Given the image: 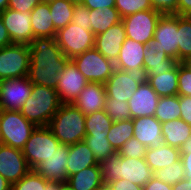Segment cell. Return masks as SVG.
<instances>
[{"label": "cell", "instance_id": "cell-17", "mask_svg": "<svg viewBox=\"0 0 191 190\" xmlns=\"http://www.w3.org/2000/svg\"><path fill=\"white\" fill-rule=\"evenodd\" d=\"M69 146L59 144L48 158L44 159L35 170L46 180L52 182H67V168Z\"/></svg>", "mask_w": 191, "mask_h": 190}, {"label": "cell", "instance_id": "cell-50", "mask_svg": "<svg viewBox=\"0 0 191 190\" xmlns=\"http://www.w3.org/2000/svg\"><path fill=\"white\" fill-rule=\"evenodd\" d=\"M186 178L191 180V149H180Z\"/></svg>", "mask_w": 191, "mask_h": 190}, {"label": "cell", "instance_id": "cell-38", "mask_svg": "<svg viewBox=\"0 0 191 190\" xmlns=\"http://www.w3.org/2000/svg\"><path fill=\"white\" fill-rule=\"evenodd\" d=\"M50 181L31 169L23 178L11 185V190H45Z\"/></svg>", "mask_w": 191, "mask_h": 190}, {"label": "cell", "instance_id": "cell-15", "mask_svg": "<svg viewBox=\"0 0 191 190\" xmlns=\"http://www.w3.org/2000/svg\"><path fill=\"white\" fill-rule=\"evenodd\" d=\"M0 15L12 43L29 45L34 39L31 12H18L7 8Z\"/></svg>", "mask_w": 191, "mask_h": 190}, {"label": "cell", "instance_id": "cell-42", "mask_svg": "<svg viewBox=\"0 0 191 190\" xmlns=\"http://www.w3.org/2000/svg\"><path fill=\"white\" fill-rule=\"evenodd\" d=\"M177 95L191 96V69L178 62V93Z\"/></svg>", "mask_w": 191, "mask_h": 190}, {"label": "cell", "instance_id": "cell-34", "mask_svg": "<svg viewBox=\"0 0 191 190\" xmlns=\"http://www.w3.org/2000/svg\"><path fill=\"white\" fill-rule=\"evenodd\" d=\"M179 95L160 97L155 109L154 117L160 122L180 118Z\"/></svg>", "mask_w": 191, "mask_h": 190}, {"label": "cell", "instance_id": "cell-5", "mask_svg": "<svg viewBox=\"0 0 191 190\" xmlns=\"http://www.w3.org/2000/svg\"><path fill=\"white\" fill-rule=\"evenodd\" d=\"M148 77V72L144 67L133 68L128 71L115 68L104 84L106 97L128 102L140 84L148 82Z\"/></svg>", "mask_w": 191, "mask_h": 190}, {"label": "cell", "instance_id": "cell-9", "mask_svg": "<svg viewBox=\"0 0 191 190\" xmlns=\"http://www.w3.org/2000/svg\"><path fill=\"white\" fill-rule=\"evenodd\" d=\"M29 66V45L13 43L0 48V81L28 76Z\"/></svg>", "mask_w": 191, "mask_h": 190}, {"label": "cell", "instance_id": "cell-22", "mask_svg": "<svg viewBox=\"0 0 191 190\" xmlns=\"http://www.w3.org/2000/svg\"><path fill=\"white\" fill-rule=\"evenodd\" d=\"M144 68L148 75H157L170 71L178 61L167 56L158 45L153 44V39L146 44L144 51Z\"/></svg>", "mask_w": 191, "mask_h": 190}, {"label": "cell", "instance_id": "cell-4", "mask_svg": "<svg viewBox=\"0 0 191 190\" xmlns=\"http://www.w3.org/2000/svg\"><path fill=\"white\" fill-rule=\"evenodd\" d=\"M86 115L73 103L62 104L50 119L48 128L58 139L60 144L67 146L84 141Z\"/></svg>", "mask_w": 191, "mask_h": 190}, {"label": "cell", "instance_id": "cell-21", "mask_svg": "<svg viewBox=\"0 0 191 190\" xmlns=\"http://www.w3.org/2000/svg\"><path fill=\"white\" fill-rule=\"evenodd\" d=\"M106 88L104 84L88 82L73 104L85 115L105 108Z\"/></svg>", "mask_w": 191, "mask_h": 190}, {"label": "cell", "instance_id": "cell-44", "mask_svg": "<svg viewBox=\"0 0 191 190\" xmlns=\"http://www.w3.org/2000/svg\"><path fill=\"white\" fill-rule=\"evenodd\" d=\"M153 9L163 14H177L178 0H150Z\"/></svg>", "mask_w": 191, "mask_h": 190}, {"label": "cell", "instance_id": "cell-57", "mask_svg": "<svg viewBox=\"0 0 191 190\" xmlns=\"http://www.w3.org/2000/svg\"><path fill=\"white\" fill-rule=\"evenodd\" d=\"M9 0H0V13L7 9Z\"/></svg>", "mask_w": 191, "mask_h": 190}, {"label": "cell", "instance_id": "cell-10", "mask_svg": "<svg viewBox=\"0 0 191 190\" xmlns=\"http://www.w3.org/2000/svg\"><path fill=\"white\" fill-rule=\"evenodd\" d=\"M71 61L89 82L94 83L105 84L115 69V63L105 58L95 47Z\"/></svg>", "mask_w": 191, "mask_h": 190}, {"label": "cell", "instance_id": "cell-62", "mask_svg": "<svg viewBox=\"0 0 191 190\" xmlns=\"http://www.w3.org/2000/svg\"><path fill=\"white\" fill-rule=\"evenodd\" d=\"M74 3H80L82 0H71Z\"/></svg>", "mask_w": 191, "mask_h": 190}, {"label": "cell", "instance_id": "cell-45", "mask_svg": "<svg viewBox=\"0 0 191 190\" xmlns=\"http://www.w3.org/2000/svg\"><path fill=\"white\" fill-rule=\"evenodd\" d=\"M43 0H9V9L18 12H31Z\"/></svg>", "mask_w": 191, "mask_h": 190}, {"label": "cell", "instance_id": "cell-43", "mask_svg": "<svg viewBox=\"0 0 191 190\" xmlns=\"http://www.w3.org/2000/svg\"><path fill=\"white\" fill-rule=\"evenodd\" d=\"M89 19V9L81 3H75L71 22L84 27L86 30H91Z\"/></svg>", "mask_w": 191, "mask_h": 190}, {"label": "cell", "instance_id": "cell-46", "mask_svg": "<svg viewBox=\"0 0 191 190\" xmlns=\"http://www.w3.org/2000/svg\"><path fill=\"white\" fill-rule=\"evenodd\" d=\"M180 119L191 125V96L179 95Z\"/></svg>", "mask_w": 191, "mask_h": 190}, {"label": "cell", "instance_id": "cell-14", "mask_svg": "<svg viewBox=\"0 0 191 190\" xmlns=\"http://www.w3.org/2000/svg\"><path fill=\"white\" fill-rule=\"evenodd\" d=\"M153 44L178 61V15L162 14L153 36Z\"/></svg>", "mask_w": 191, "mask_h": 190}, {"label": "cell", "instance_id": "cell-61", "mask_svg": "<svg viewBox=\"0 0 191 190\" xmlns=\"http://www.w3.org/2000/svg\"><path fill=\"white\" fill-rule=\"evenodd\" d=\"M2 145H4V142H3L1 131H0V146H2Z\"/></svg>", "mask_w": 191, "mask_h": 190}, {"label": "cell", "instance_id": "cell-40", "mask_svg": "<svg viewBox=\"0 0 191 190\" xmlns=\"http://www.w3.org/2000/svg\"><path fill=\"white\" fill-rule=\"evenodd\" d=\"M115 8L118 10L121 18L139 11L153 9L150 0H115Z\"/></svg>", "mask_w": 191, "mask_h": 190}, {"label": "cell", "instance_id": "cell-7", "mask_svg": "<svg viewBox=\"0 0 191 190\" xmlns=\"http://www.w3.org/2000/svg\"><path fill=\"white\" fill-rule=\"evenodd\" d=\"M60 142L48 126H36L26 141L22 153L30 169H35L42 161L56 151Z\"/></svg>", "mask_w": 191, "mask_h": 190}, {"label": "cell", "instance_id": "cell-37", "mask_svg": "<svg viewBox=\"0 0 191 190\" xmlns=\"http://www.w3.org/2000/svg\"><path fill=\"white\" fill-rule=\"evenodd\" d=\"M153 176H155L158 180L171 185H174L182 179H185L186 173L184 171L181 158L173 164L155 171Z\"/></svg>", "mask_w": 191, "mask_h": 190}, {"label": "cell", "instance_id": "cell-25", "mask_svg": "<svg viewBox=\"0 0 191 190\" xmlns=\"http://www.w3.org/2000/svg\"><path fill=\"white\" fill-rule=\"evenodd\" d=\"M31 27L34 38L56 37L48 2H41L31 11Z\"/></svg>", "mask_w": 191, "mask_h": 190}, {"label": "cell", "instance_id": "cell-1", "mask_svg": "<svg viewBox=\"0 0 191 190\" xmlns=\"http://www.w3.org/2000/svg\"><path fill=\"white\" fill-rule=\"evenodd\" d=\"M28 78L32 84L56 88L60 72L69 59L62 53L55 38H34L30 44Z\"/></svg>", "mask_w": 191, "mask_h": 190}, {"label": "cell", "instance_id": "cell-18", "mask_svg": "<svg viewBox=\"0 0 191 190\" xmlns=\"http://www.w3.org/2000/svg\"><path fill=\"white\" fill-rule=\"evenodd\" d=\"M127 36L123 22L109 27L106 32L95 36L94 47L107 59L114 63L119 57L122 44Z\"/></svg>", "mask_w": 191, "mask_h": 190}, {"label": "cell", "instance_id": "cell-13", "mask_svg": "<svg viewBox=\"0 0 191 190\" xmlns=\"http://www.w3.org/2000/svg\"><path fill=\"white\" fill-rule=\"evenodd\" d=\"M88 82L75 64L69 60L60 72L55 88L61 103H73Z\"/></svg>", "mask_w": 191, "mask_h": 190}, {"label": "cell", "instance_id": "cell-48", "mask_svg": "<svg viewBox=\"0 0 191 190\" xmlns=\"http://www.w3.org/2000/svg\"><path fill=\"white\" fill-rule=\"evenodd\" d=\"M80 3L89 10H98L100 8L103 10L104 7H115V0H82Z\"/></svg>", "mask_w": 191, "mask_h": 190}, {"label": "cell", "instance_id": "cell-35", "mask_svg": "<svg viewBox=\"0 0 191 190\" xmlns=\"http://www.w3.org/2000/svg\"><path fill=\"white\" fill-rule=\"evenodd\" d=\"M113 124V120L103 110L86 115V135H107Z\"/></svg>", "mask_w": 191, "mask_h": 190}, {"label": "cell", "instance_id": "cell-32", "mask_svg": "<svg viewBox=\"0 0 191 190\" xmlns=\"http://www.w3.org/2000/svg\"><path fill=\"white\" fill-rule=\"evenodd\" d=\"M191 58V17L178 15V62Z\"/></svg>", "mask_w": 191, "mask_h": 190}, {"label": "cell", "instance_id": "cell-11", "mask_svg": "<svg viewBox=\"0 0 191 190\" xmlns=\"http://www.w3.org/2000/svg\"><path fill=\"white\" fill-rule=\"evenodd\" d=\"M162 14L152 9L139 11L122 18L127 38L146 45L153 39L157 23Z\"/></svg>", "mask_w": 191, "mask_h": 190}, {"label": "cell", "instance_id": "cell-23", "mask_svg": "<svg viewBox=\"0 0 191 190\" xmlns=\"http://www.w3.org/2000/svg\"><path fill=\"white\" fill-rule=\"evenodd\" d=\"M145 49V44L126 38L125 42L122 44L119 57L115 62V68L128 71L133 68L144 67Z\"/></svg>", "mask_w": 191, "mask_h": 190}, {"label": "cell", "instance_id": "cell-20", "mask_svg": "<svg viewBox=\"0 0 191 190\" xmlns=\"http://www.w3.org/2000/svg\"><path fill=\"white\" fill-rule=\"evenodd\" d=\"M159 98L148 82L140 84L128 100L131 118L154 116Z\"/></svg>", "mask_w": 191, "mask_h": 190}, {"label": "cell", "instance_id": "cell-60", "mask_svg": "<svg viewBox=\"0 0 191 190\" xmlns=\"http://www.w3.org/2000/svg\"><path fill=\"white\" fill-rule=\"evenodd\" d=\"M184 63L191 69V58L187 59Z\"/></svg>", "mask_w": 191, "mask_h": 190}, {"label": "cell", "instance_id": "cell-51", "mask_svg": "<svg viewBox=\"0 0 191 190\" xmlns=\"http://www.w3.org/2000/svg\"><path fill=\"white\" fill-rule=\"evenodd\" d=\"M177 15L191 16V0H178Z\"/></svg>", "mask_w": 191, "mask_h": 190}, {"label": "cell", "instance_id": "cell-55", "mask_svg": "<svg viewBox=\"0 0 191 190\" xmlns=\"http://www.w3.org/2000/svg\"><path fill=\"white\" fill-rule=\"evenodd\" d=\"M45 190H59V182H49L46 185Z\"/></svg>", "mask_w": 191, "mask_h": 190}, {"label": "cell", "instance_id": "cell-52", "mask_svg": "<svg viewBox=\"0 0 191 190\" xmlns=\"http://www.w3.org/2000/svg\"><path fill=\"white\" fill-rule=\"evenodd\" d=\"M13 44L0 15V48Z\"/></svg>", "mask_w": 191, "mask_h": 190}, {"label": "cell", "instance_id": "cell-19", "mask_svg": "<svg viewBox=\"0 0 191 190\" xmlns=\"http://www.w3.org/2000/svg\"><path fill=\"white\" fill-rule=\"evenodd\" d=\"M133 137L147 148L157 149L164 143L161 123L154 116L133 119Z\"/></svg>", "mask_w": 191, "mask_h": 190}, {"label": "cell", "instance_id": "cell-49", "mask_svg": "<svg viewBox=\"0 0 191 190\" xmlns=\"http://www.w3.org/2000/svg\"><path fill=\"white\" fill-rule=\"evenodd\" d=\"M143 190H172V185L164 183L153 176L144 186Z\"/></svg>", "mask_w": 191, "mask_h": 190}, {"label": "cell", "instance_id": "cell-8", "mask_svg": "<svg viewBox=\"0 0 191 190\" xmlns=\"http://www.w3.org/2000/svg\"><path fill=\"white\" fill-rule=\"evenodd\" d=\"M55 40L62 53L69 60L84 53L86 50L94 48L95 45L93 32L72 22L57 31Z\"/></svg>", "mask_w": 191, "mask_h": 190}, {"label": "cell", "instance_id": "cell-24", "mask_svg": "<svg viewBox=\"0 0 191 190\" xmlns=\"http://www.w3.org/2000/svg\"><path fill=\"white\" fill-rule=\"evenodd\" d=\"M67 160V179L69 176L87 167L99 165L85 141L77 142L69 146V156Z\"/></svg>", "mask_w": 191, "mask_h": 190}, {"label": "cell", "instance_id": "cell-59", "mask_svg": "<svg viewBox=\"0 0 191 190\" xmlns=\"http://www.w3.org/2000/svg\"><path fill=\"white\" fill-rule=\"evenodd\" d=\"M96 190H111L108 184H103L101 185L98 189Z\"/></svg>", "mask_w": 191, "mask_h": 190}, {"label": "cell", "instance_id": "cell-16", "mask_svg": "<svg viewBox=\"0 0 191 190\" xmlns=\"http://www.w3.org/2000/svg\"><path fill=\"white\" fill-rule=\"evenodd\" d=\"M30 170L22 150L7 145L0 146V175L11 185L23 178Z\"/></svg>", "mask_w": 191, "mask_h": 190}, {"label": "cell", "instance_id": "cell-2", "mask_svg": "<svg viewBox=\"0 0 191 190\" xmlns=\"http://www.w3.org/2000/svg\"><path fill=\"white\" fill-rule=\"evenodd\" d=\"M99 165L104 184L118 179H126L143 187L153 177V171L145 158L122 157L119 152L111 154Z\"/></svg>", "mask_w": 191, "mask_h": 190}, {"label": "cell", "instance_id": "cell-33", "mask_svg": "<svg viewBox=\"0 0 191 190\" xmlns=\"http://www.w3.org/2000/svg\"><path fill=\"white\" fill-rule=\"evenodd\" d=\"M133 137V119L123 120L119 122H113L109 133L107 134V139L118 152L123 144Z\"/></svg>", "mask_w": 191, "mask_h": 190}, {"label": "cell", "instance_id": "cell-6", "mask_svg": "<svg viewBox=\"0 0 191 190\" xmlns=\"http://www.w3.org/2000/svg\"><path fill=\"white\" fill-rule=\"evenodd\" d=\"M35 128L20 111L0 110V131L4 145L22 150Z\"/></svg>", "mask_w": 191, "mask_h": 190}, {"label": "cell", "instance_id": "cell-29", "mask_svg": "<svg viewBox=\"0 0 191 190\" xmlns=\"http://www.w3.org/2000/svg\"><path fill=\"white\" fill-rule=\"evenodd\" d=\"M148 76V83L159 97L177 95L178 63L168 72Z\"/></svg>", "mask_w": 191, "mask_h": 190}, {"label": "cell", "instance_id": "cell-47", "mask_svg": "<svg viewBox=\"0 0 191 190\" xmlns=\"http://www.w3.org/2000/svg\"><path fill=\"white\" fill-rule=\"evenodd\" d=\"M111 190H143V187L126 179H118L108 184Z\"/></svg>", "mask_w": 191, "mask_h": 190}, {"label": "cell", "instance_id": "cell-36", "mask_svg": "<svg viewBox=\"0 0 191 190\" xmlns=\"http://www.w3.org/2000/svg\"><path fill=\"white\" fill-rule=\"evenodd\" d=\"M84 141L98 163L116 152L108 141L107 135H85Z\"/></svg>", "mask_w": 191, "mask_h": 190}, {"label": "cell", "instance_id": "cell-12", "mask_svg": "<svg viewBox=\"0 0 191 190\" xmlns=\"http://www.w3.org/2000/svg\"><path fill=\"white\" fill-rule=\"evenodd\" d=\"M31 91L28 76L0 81V110L20 111Z\"/></svg>", "mask_w": 191, "mask_h": 190}, {"label": "cell", "instance_id": "cell-54", "mask_svg": "<svg viewBox=\"0 0 191 190\" xmlns=\"http://www.w3.org/2000/svg\"><path fill=\"white\" fill-rule=\"evenodd\" d=\"M0 190H11V184L0 175Z\"/></svg>", "mask_w": 191, "mask_h": 190}, {"label": "cell", "instance_id": "cell-41", "mask_svg": "<svg viewBox=\"0 0 191 190\" xmlns=\"http://www.w3.org/2000/svg\"><path fill=\"white\" fill-rule=\"evenodd\" d=\"M147 147L140 143L135 137L125 142L118 151L122 157L145 158Z\"/></svg>", "mask_w": 191, "mask_h": 190}, {"label": "cell", "instance_id": "cell-27", "mask_svg": "<svg viewBox=\"0 0 191 190\" xmlns=\"http://www.w3.org/2000/svg\"><path fill=\"white\" fill-rule=\"evenodd\" d=\"M180 158V149L171 147L165 143H163V145L157 149L147 148L145 153V161L153 173L159 169L173 164Z\"/></svg>", "mask_w": 191, "mask_h": 190}, {"label": "cell", "instance_id": "cell-53", "mask_svg": "<svg viewBox=\"0 0 191 190\" xmlns=\"http://www.w3.org/2000/svg\"><path fill=\"white\" fill-rule=\"evenodd\" d=\"M172 190H191V180L182 179L178 183L172 185Z\"/></svg>", "mask_w": 191, "mask_h": 190}, {"label": "cell", "instance_id": "cell-3", "mask_svg": "<svg viewBox=\"0 0 191 190\" xmlns=\"http://www.w3.org/2000/svg\"><path fill=\"white\" fill-rule=\"evenodd\" d=\"M61 105L55 88L32 84L31 95L25 100L20 113L35 126H48Z\"/></svg>", "mask_w": 191, "mask_h": 190}, {"label": "cell", "instance_id": "cell-56", "mask_svg": "<svg viewBox=\"0 0 191 190\" xmlns=\"http://www.w3.org/2000/svg\"><path fill=\"white\" fill-rule=\"evenodd\" d=\"M59 190H74L67 182H59Z\"/></svg>", "mask_w": 191, "mask_h": 190}, {"label": "cell", "instance_id": "cell-58", "mask_svg": "<svg viewBox=\"0 0 191 190\" xmlns=\"http://www.w3.org/2000/svg\"><path fill=\"white\" fill-rule=\"evenodd\" d=\"M180 149H191V136L185 141Z\"/></svg>", "mask_w": 191, "mask_h": 190}, {"label": "cell", "instance_id": "cell-39", "mask_svg": "<svg viewBox=\"0 0 191 190\" xmlns=\"http://www.w3.org/2000/svg\"><path fill=\"white\" fill-rule=\"evenodd\" d=\"M104 111L113 122L131 119L128 102L119 101L115 98L106 97Z\"/></svg>", "mask_w": 191, "mask_h": 190}, {"label": "cell", "instance_id": "cell-31", "mask_svg": "<svg viewBox=\"0 0 191 190\" xmlns=\"http://www.w3.org/2000/svg\"><path fill=\"white\" fill-rule=\"evenodd\" d=\"M54 28L58 31L72 21L75 3L71 0H51L48 2Z\"/></svg>", "mask_w": 191, "mask_h": 190}, {"label": "cell", "instance_id": "cell-26", "mask_svg": "<svg viewBox=\"0 0 191 190\" xmlns=\"http://www.w3.org/2000/svg\"><path fill=\"white\" fill-rule=\"evenodd\" d=\"M165 144L180 149L191 136V125L178 118L161 123Z\"/></svg>", "mask_w": 191, "mask_h": 190}, {"label": "cell", "instance_id": "cell-28", "mask_svg": "<svg viewBox=\"0 0 191 190\" xmlns=\"http://www.w3.org/2000/svg\"><path fill=\"white\" fill-rule=\"evenodd\" d=\"M67 183L74 190H96L103 185L100 165L87 167L68 177Z\"/></svg>", "mask_w": 191, "mask_h": 190}, {"label": "cell", "instance_id": "cell-30", "mask_svg": "<svg viewBox=\"0 0 191 190\" xmlns=\"http://www.w3.org/2000/svg\"><path fill=\"white\" fill-rule=\"evenodd\" d=\"M89 14L91 31L95 36L106 32L109 27L122 21L115 7H104L103 10L101 8L98 10H89Z\"/></svg>", "mask_w": 191, "mask_h": 190}]
</instances>
